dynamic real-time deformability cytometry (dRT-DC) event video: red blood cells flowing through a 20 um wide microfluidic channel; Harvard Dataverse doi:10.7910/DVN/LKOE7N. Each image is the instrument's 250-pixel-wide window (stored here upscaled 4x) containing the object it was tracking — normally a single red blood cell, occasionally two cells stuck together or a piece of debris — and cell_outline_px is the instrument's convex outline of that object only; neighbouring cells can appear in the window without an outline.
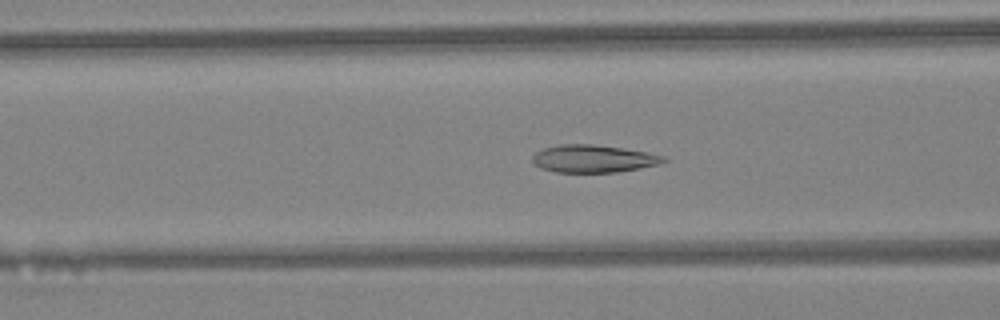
{"species": "Egyptian fruit bat (a non-hibernating species)", "species_latin": "Rousettus aegyptiacus", "temperature_condition": "warm", "stored_images_in_passage": 45, "camera_frame_rate_fps": 3000, "um_per_image_px": 0.085, "animal": {"sex": "female"}, "frame": {"image": 1, "passage_image": 18, "time_ms": 5.667, "image_size_px": [1000, 320], "cell_outline_px": [[668, 160], [660, 164], [640, 168], [616, 172], [556, 172], [540, 168], [532, 164], [532, 156], [536, 152], [544, 148], [560, 144], [592, 144], [620, 148], [644, 152], [664, 156]], "centroid_in_image_um": [50.39, 13.49], "position_along_channel_um": 116.2, "area_um2": 20.98}}
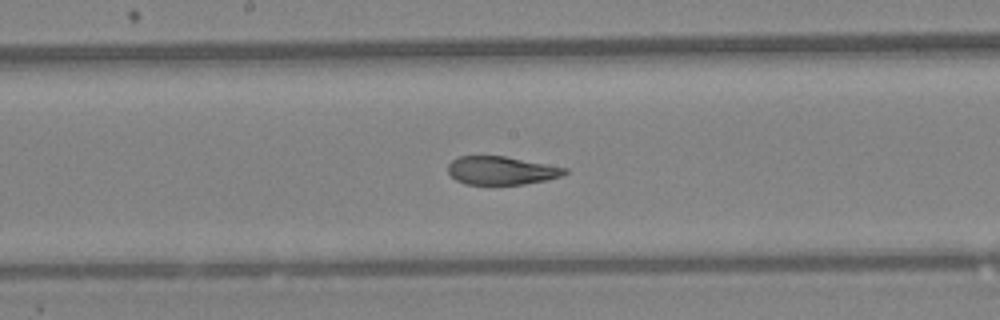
{"frame": {"image": 2, "passage_image": 24, "time_ms": 7.667, "image_size_px": [1000, 320], "cell_outline_px": [[568, 172], [560, 176], [544, 180], [524, 184], [464, 184], [456, 180], [448, 172], [448, 164], [456, 156], [504, 156], [568, 168]], "centroid_in_image_um": [42.58, 14.49], "position_along_channel_um": 205.6, "area_um2": 19.13}}
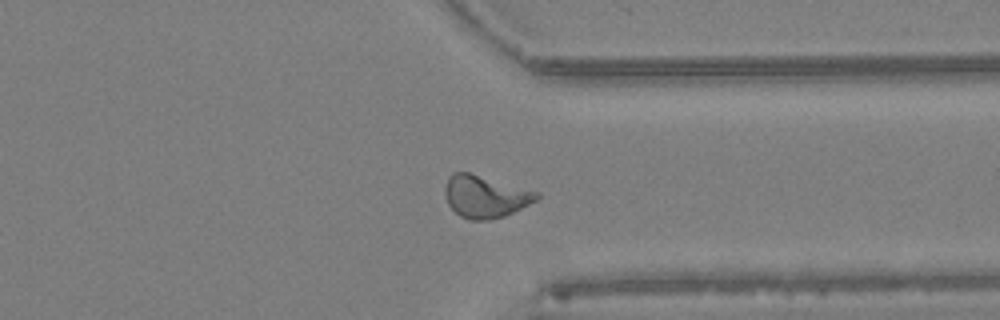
{"frame": {"image": 3, "passage_image": 35, "time_ms": 11.333, "image_size_px": [1000, 320], "cell_outline_px": [[540, 196], [536, 200], [504, 216], [488, 220], [468, 220], [460, 216], [448, 204], [444, 192], [444, 188], [448, 176], [452, 172], [468, 172], [540, 192]], "centroid_in_image_um": [41.21, 16.69], "position_along_channel_um": 370.2, "area_um2": 22.48}, "authors_computed_cell_mechanics": {"area_um2": 21.5016, "velocity_mm_per_s": 4.4793, "shape_relaxation_time_tau1_ms": 8.3242, "shape_relaxation_time_tau2_ms": 1.1985, "deformation_change_tau1": 0.2255, "deformation_change_tau2": 0.0903}}